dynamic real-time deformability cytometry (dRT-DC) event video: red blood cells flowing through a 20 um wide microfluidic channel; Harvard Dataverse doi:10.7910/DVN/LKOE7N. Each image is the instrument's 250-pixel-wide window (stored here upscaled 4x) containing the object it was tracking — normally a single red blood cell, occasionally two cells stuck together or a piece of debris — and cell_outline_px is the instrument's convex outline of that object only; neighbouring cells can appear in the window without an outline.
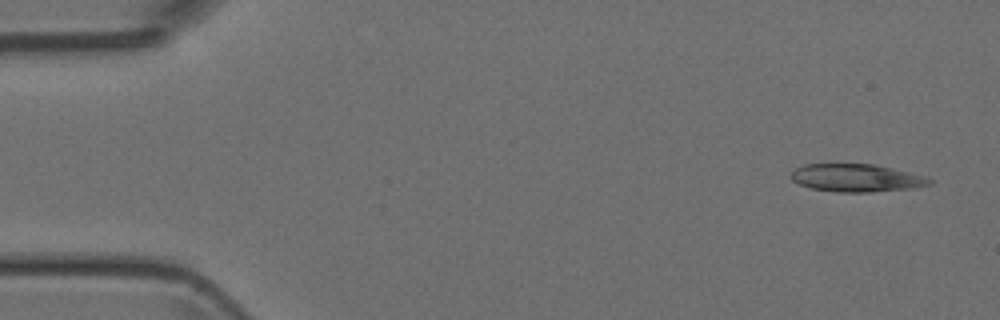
{"species": "Egyptian fruit bat (a non-hibernating species)", "species_latin": "Rousettus aegyptiacus", "temperature_condition": "room temperature", "stored_images_in_passage": 5, "camera_frame_rate_fps": 3000, "um_per_image_px": 0.085, "animal": {"sex": "female"}, "frame": {"image": 1, "passage_image": 1, "time_ms": 0.0, "image_size_px": [1000, 320], "cell_outline_px": [[932, 184], [912, 188], [872, 192], [836, 192], [812, 188], [800, 184], [792, 180], [788, 176], [796, 168], [804, 164], [876, 164], [924, 176], [932, 180]], "centroid_in_image_um": [72.78, 15.12], "position_along_channel_um": 12.2, "area_um2": 22.37}}
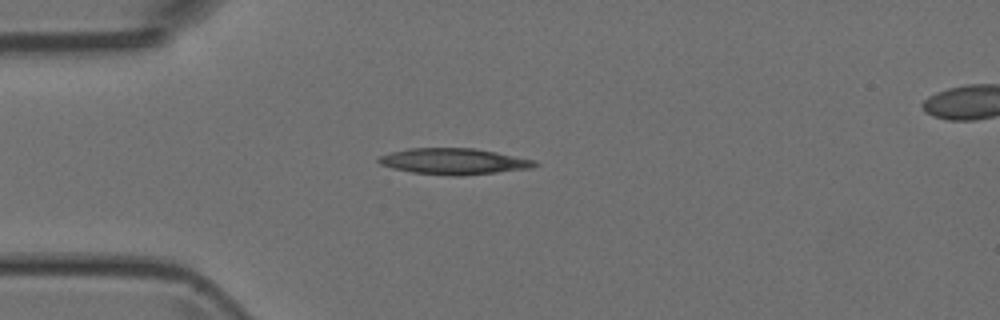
{"frame": {"image": 2, "passage_image": 4, "time_ms": 3.333, "image_size_px": [1000, 320], "cell_outline_px": [[540, 164], [532, 168], [460, 176], [452, 176], [412, 172], [392, 168], [380, 164], [376, 160], [380, 156], [392, 152], [408, 148], [476, 148], [536, 160]], "centroid_in_image_um": [38.59, 13.71], "position_along_channel_um": 46.4, "area_um2": 23.76}}